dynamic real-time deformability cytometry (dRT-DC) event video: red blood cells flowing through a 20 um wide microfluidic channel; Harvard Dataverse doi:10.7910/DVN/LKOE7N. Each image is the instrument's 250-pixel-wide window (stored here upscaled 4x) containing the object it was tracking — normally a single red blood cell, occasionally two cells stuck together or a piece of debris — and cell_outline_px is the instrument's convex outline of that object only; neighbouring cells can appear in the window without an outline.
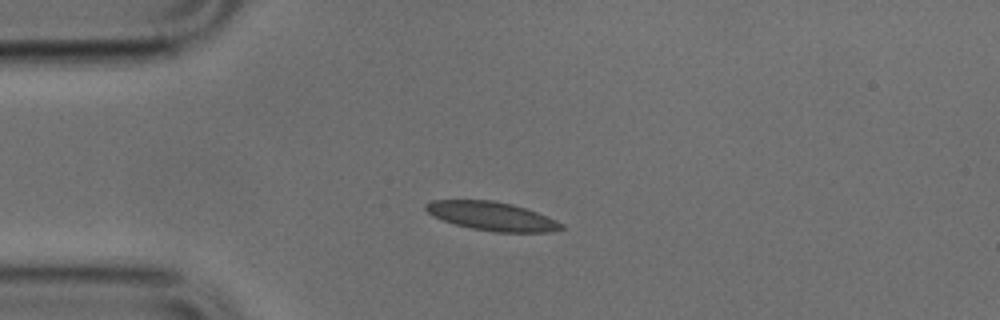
{"species": "common noctule bat (a hibernating species)", "species_latin": "Nyctalus noctula", "temperature_condition": "cold", "stored_images_in_passage": 39, "camera_frame_rate_fps": 3000, "um_per_image_px": 0.085, "animal": {"sex": "male", "body_mass_g": 17.9, "forearm_length_mm": 54.2}, "frame": {"image": 1, "passage_image": 1, "time_ms": 0.0, "image_size_px": [1000, 320], "cell_outline_px": [[564, 228], [552, 232], [496, 232], [472, 228], [456, 224], [444, 220], [428, 212], [424, 208], [424, 204], [432, 200], [492, 200], [512, 204], [536, 212], [556, 220], [564, 224]], "centroid_in_image_um": [41.83, 18.37], "position_along_channel_um": 43.2, "area_um2": 22.43}}
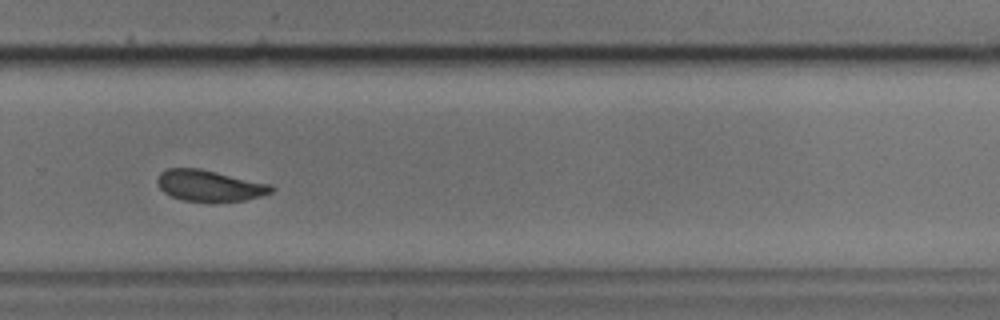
{"frame": {"image": 2, "passage_image": 23, "time_ms": 7.333, "image_size_px": [1000, 320], "cell_outline_px": [[276, 188], [272, 192], [260, 196], [244, 200], [184, 200], [172, 196], [164, 192], [160, 188], [156, 180], [160, 172], [168, 168], [200, 168], [272, 184]], "centroid_in_image_um": [17.82, 15.75], "position_along_channel_um": 312.0, "area_um2": 20.4}}
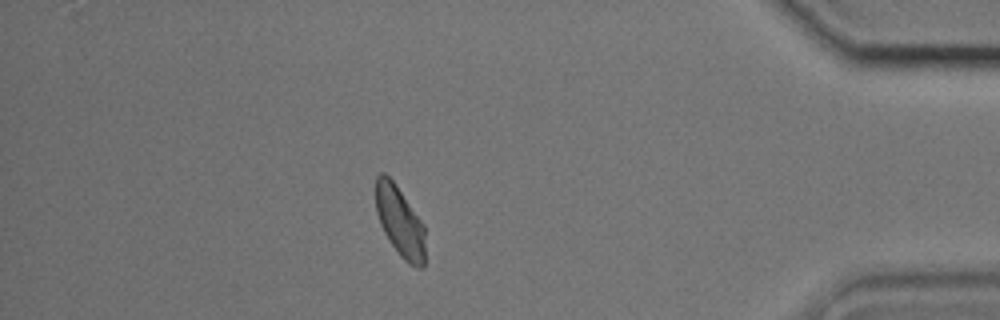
{"frame": {"image": 3, "passage_image": 33, "time_ms": 10.667, "image_size_px": [1000, 320], "cell_outline_px": [[424, 268], [416, 268], [408, 264], [400, 256], [388, 240], [380, 224], [376, 212], [376, 176], [380, 172], [384, 172], [392, 180], [424, 224]], "centroid_in_image_um": [33.98, 18.86], "position_along_channel_um": 401.2, "area_um2": 20.23}}